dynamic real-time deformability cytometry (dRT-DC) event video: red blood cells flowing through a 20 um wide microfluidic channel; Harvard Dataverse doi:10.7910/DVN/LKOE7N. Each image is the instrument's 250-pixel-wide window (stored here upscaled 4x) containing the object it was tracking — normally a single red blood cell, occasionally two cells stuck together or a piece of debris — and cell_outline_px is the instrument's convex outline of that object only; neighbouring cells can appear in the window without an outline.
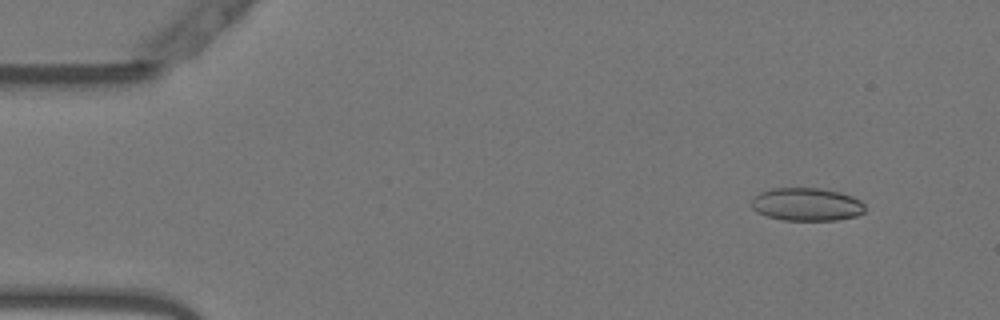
{"species": "Egyptian fruit bat (a non-hibernating species)", "species_latin": "Rousettus aegyptiacus", "temperature_condition": "warm", "stored_images_in_passage": 52, "camera_frame_rate_fps": 3000, "um_per_image_px": 0.085, "animal": {"sex": "female"}, "frame": {"image": 1, "passage_image": 4, "time_ms": 1.0, "image_size_px": [1000, 320], "cell_outline_px": [[864, 212], [856, 216], [836, 220], [780, 220], [756, 212], [752, 208], [752, 200], [760, 192], [772, 188], [820, 188], [840, 192], [852, 196], [860, 200], [864, 204]], "centroid_in_image_um": [68.57, 17.37], "position_along_channel_um": 16.4, "area_um2": 21.85}}
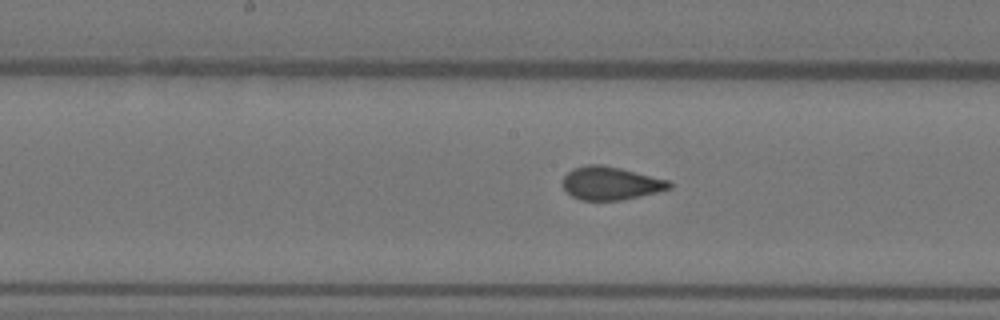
{"frame": {"image": 2, "passage_image": 26, "time_ms": 8.333, "image_size_px": [1000, 320], "cell_outline_px": [[672, 188], [624, 200], [580, 200], [572, 196], [564, 188], [564, 176], [572, 168], [584, 164], [600, 164], [620, 168], [668, 180], [672, 184]], "centroid_in_image_um": [51.9, 15.57], "position_along_channel_um": 196.3, "area_um2": 20.52}}
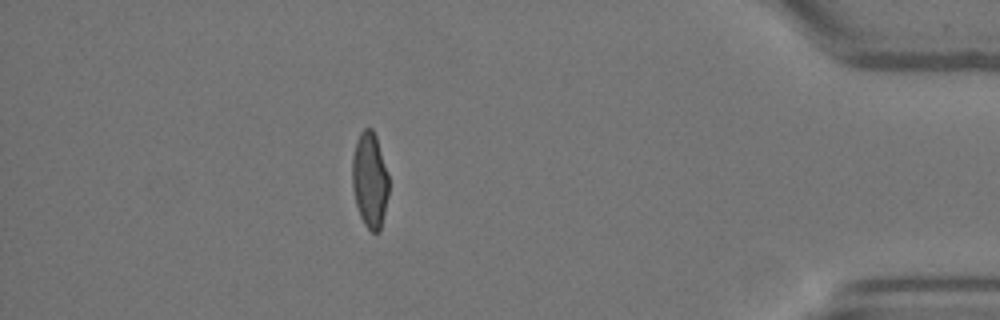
{"frame": {"image": 3, "passage_image": 46, "time_ms": 15.0, "image_size_px": [1000, 320], "cell_outline_px": [[388, 196], [380, 232], [372, 232], [364, 224], [360, 216], [356, 204], [352, 188], [352, 156], [356, 140], [360, 132], [364, 128], [372, 128], [376, 136], [388, 176]], "centroid_in_image_um": [31.42, 15.3], "position_along_channel_um": 403.8, "area_um2": 20.35}, "authors_computed_cell_mechanics": {"area_um2": 21.0681, "velocity_mm_per_s": 3.804, "shape_relaxation_time_tau1_ms": 6.5853, "shape_relaxation_time_tau2_ms": null, "deformation_change_tau1": 0.1888, "deformation_change_tau2": null}}